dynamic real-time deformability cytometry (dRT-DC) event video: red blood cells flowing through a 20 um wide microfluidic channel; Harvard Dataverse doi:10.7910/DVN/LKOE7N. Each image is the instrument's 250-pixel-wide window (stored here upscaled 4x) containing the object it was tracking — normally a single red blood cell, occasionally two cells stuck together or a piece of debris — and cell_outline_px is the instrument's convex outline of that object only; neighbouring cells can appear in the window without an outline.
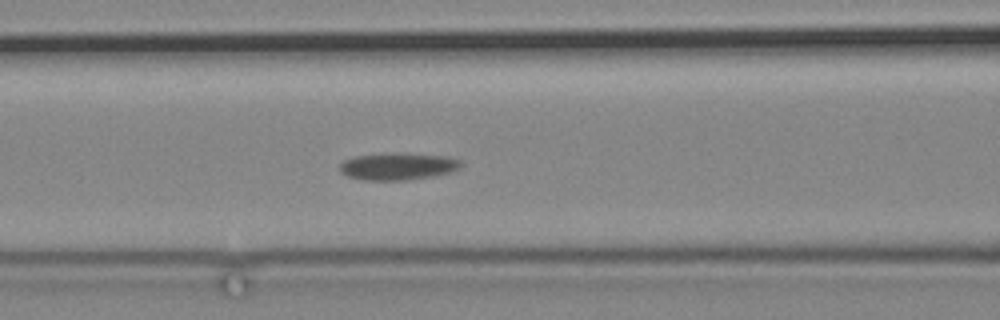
{"species": "common noctule bat (a hibernating species)", "species_latin": "Nyctalus noctula", "temperature_condition": "cold", "stored_images_in_passage": 3, "camera_frame_rate_fps": 3000, "um_per_image_px": 0.085, "animal": {"sex": "male", "body_mass_g": 19.2, "forearm_length_mm": 51.8}, "frame": {"image": 1, "passage_image": 3, "time_ms": 2.0, "image_size_px": [1000, 320], "cell_outline_px": [[460, 168], [452, 172], [432, 176], [408, 180], [360, 180], [348, 176], [340, 172], [340, 164], [344, 160], [356, 156], [396, 152], [448, 156], [460, 160]], "centroid_in_image_um": [33.82, 14.14], "position_along_channel_um": 132.8, "area_um2": 19.31}}